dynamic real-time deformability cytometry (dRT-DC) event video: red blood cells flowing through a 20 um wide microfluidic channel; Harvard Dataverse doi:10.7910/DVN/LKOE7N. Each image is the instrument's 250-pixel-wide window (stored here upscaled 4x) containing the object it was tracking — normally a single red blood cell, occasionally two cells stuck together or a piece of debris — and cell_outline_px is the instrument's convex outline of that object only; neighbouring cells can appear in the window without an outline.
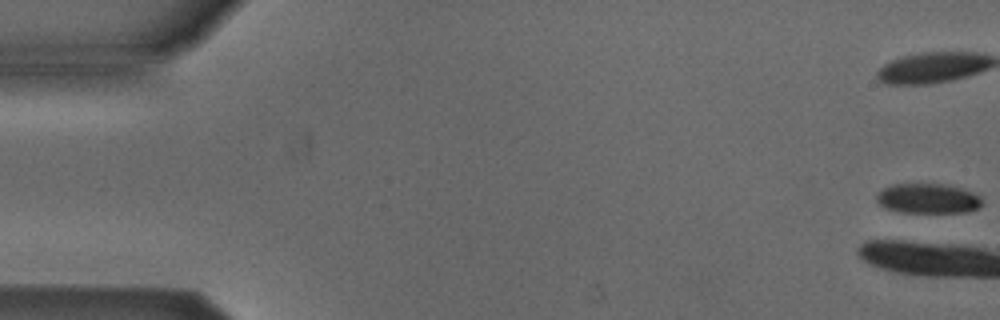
{"species": "Egyptian fruit bat (a non-hibernating species)", "species_latin": "Rousettus aegyptiacus", "temperature_condition": "cold", "stored_images_in_passage": 17, "camera_frame_rate_fps": 3000, "um_per_image_px": 0.085, "animal": {"sex": "male"}, "frame": {"image": 1, "passage_image": 1, "time_ms": 0.0, "image_size_px": [1000, 320], "cell_outline_px": [[984, 204], [968, 212], [900, 212], [888, 208], [880, 204], [876, 200], [876, 196], [884, 188], [892, 184], [948, 184], [964, 188], [980, 196], [984, 200]], "centroid_in_image_um": [78.94, 16.86], "position_along_channel_um": 6.1, "area_um2": 18.44}}